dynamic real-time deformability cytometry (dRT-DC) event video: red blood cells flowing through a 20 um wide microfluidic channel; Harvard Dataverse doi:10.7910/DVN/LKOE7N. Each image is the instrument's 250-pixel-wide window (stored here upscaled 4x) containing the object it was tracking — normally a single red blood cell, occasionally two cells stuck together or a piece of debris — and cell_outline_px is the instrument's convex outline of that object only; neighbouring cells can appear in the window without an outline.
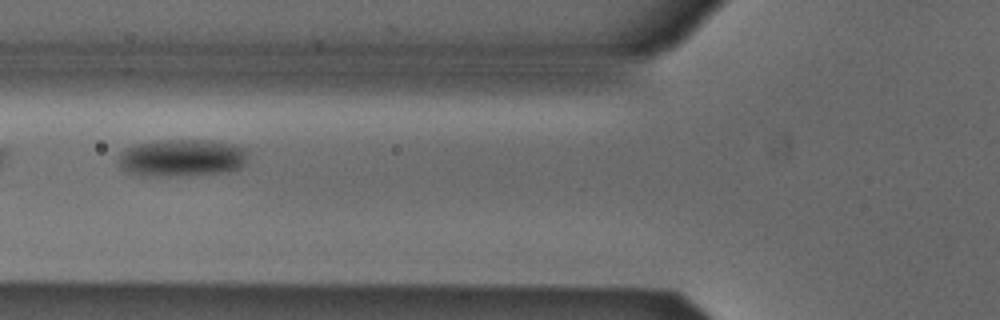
{"species": "Egyptian fruit bat (a non-hibernating species)", "species_latin": "Rousettus aegyptiacus", "temperature_condition": "cold", "stored_images_in_passage": 4, "camera_frame_rate_fps": 3000, "um_per_image_px": 0.085, "animal": {"sex": "male"}, "frame": {"image": 1, "passage_image": 4, "time_ms": 1.0, "image_size_px": [1000, 320], "cell_outline_px": [[244, 164], [240, 168], [228, 172], [188, 176], [136, 176], [120, 168], [116, 160], [120, 152], [124, 148], [132, 144], [156, 140], [212, 140], [232, 144], [244, 148]], "centroid_in_image_um": [15.34, 13.43], "position_along_channel_um": 110.5, "area_um2": 28.84}}